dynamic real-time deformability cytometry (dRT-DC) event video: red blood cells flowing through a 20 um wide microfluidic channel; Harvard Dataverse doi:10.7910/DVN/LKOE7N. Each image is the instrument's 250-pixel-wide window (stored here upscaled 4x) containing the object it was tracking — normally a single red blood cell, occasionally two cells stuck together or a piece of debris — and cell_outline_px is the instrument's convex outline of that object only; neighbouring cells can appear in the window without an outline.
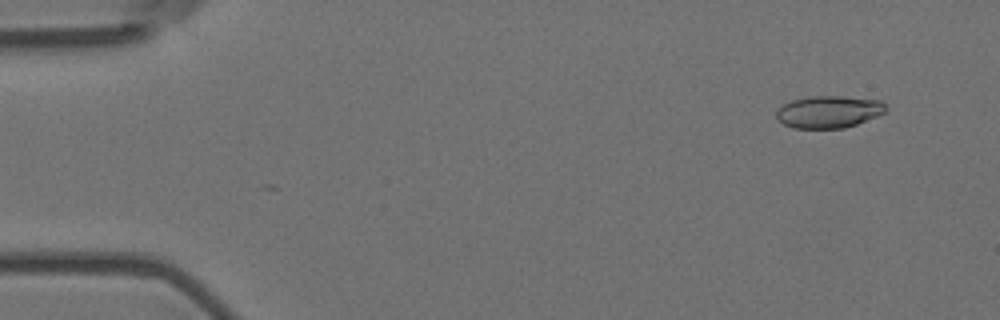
{"species": "Egyptian fruit bat (a non-hibernating species)", "species_latin": "Rousettus aegyptiacus", "temperature_condition": "room temperature", "stored_images_in_passage": 8, "camera_frame_rate_fps": 3000, "um_per_image_px": 0.085, "animal": {"sex": "female"}, "frame": {"image": 1, "passage_image": 2, "time_ms": 0.333, "image_size_px": [1000, 320], "cell_outline_px": [[888, 108], [884, 112], [876, 116], [856, 124], [844, 128], [792, 128], [776, 120], [776, 112], [784, 104], [792, 100], [812, 96], [844, 96], [880, 100]], "centroid_in_image_um": [70.43, 9.5], "position_along_channel_um": 14.6, "area_um2": 20.46}}
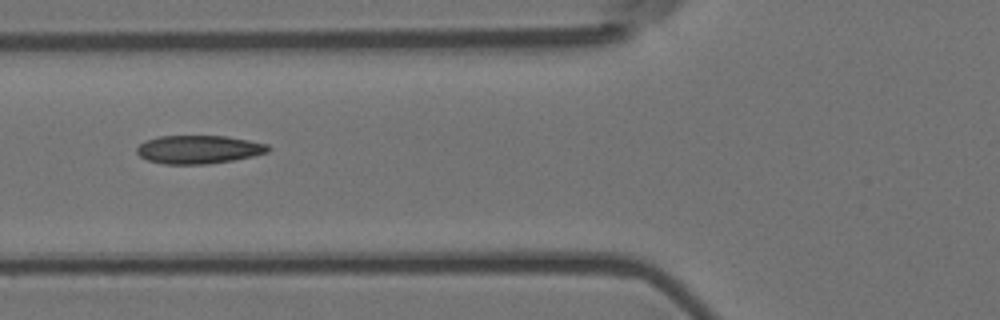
{"frame": {"image": 2, "passage_image": 7, "time_ms": 2.0, "image_size_px": [1000, 320], "cell_outline_px": [[272, 148], [268, 152], [252, 156], [232, 160], [208, 164], [164, 164], [148, 160], [140, 156], [136, 152], [136, 148], [144, 140], [160, 136], [228, 136], [268, 144]], "centroid_in_image_um": [16.89, 12.7], "position_along_channel_um": 108.9, "area_um2": 21.73}}
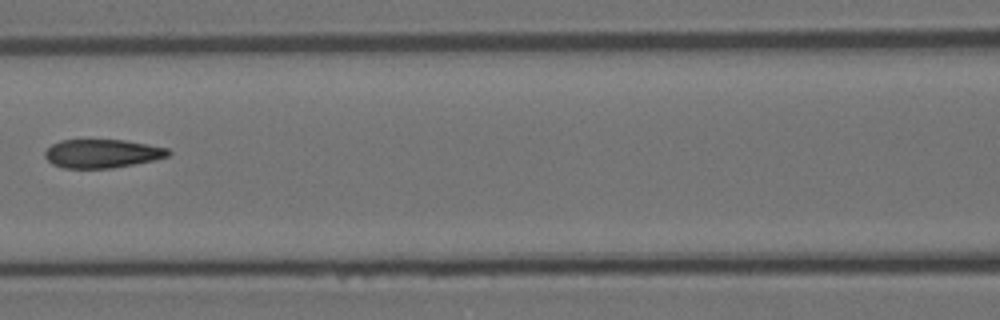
{"frame": {"image": 3, "passage_image": 8, "time_ms": 2.333, "image_size_px": [1000, 320], "cell_outline_px": [[172, 152], [168, 156], [152, 160], [112, 168], [64, 168], [52, 164], [44, 156], [44, 152], [52, 144], [60, 140], [124, 140], [148, 144], [168, 148]], "centroid_in_image_um": [8.67, 13.05], "position_along_channel_um": 157.9, "area_um2": 20.46}}